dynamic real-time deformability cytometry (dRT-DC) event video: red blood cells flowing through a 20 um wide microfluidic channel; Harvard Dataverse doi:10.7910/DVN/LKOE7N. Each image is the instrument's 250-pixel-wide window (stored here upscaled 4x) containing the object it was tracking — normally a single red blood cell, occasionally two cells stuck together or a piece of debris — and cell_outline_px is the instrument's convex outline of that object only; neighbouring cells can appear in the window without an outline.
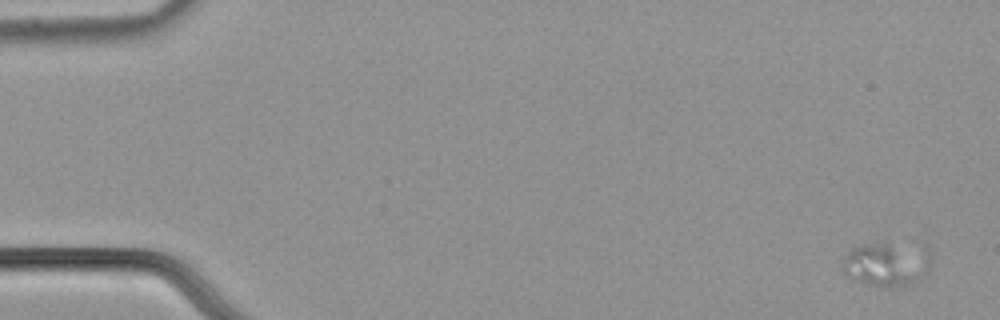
{"species": "common noctule bat (a hibernating species)", "species_latin": "Nyctalus noctula", "temperature_condition": "cold", "stored_images_in_passage": 2, "camera_frame_rate_fps": 3000, "um_per_image_px": 0.085, "animal": {"sex": "male", "body_mass_g": 21.5, "forearm_length_mm": 52.0}, "frame": {"image": 1, "passage_image": 1, "time_ms": 0.0, "image_size_px": [1000, 320], "cell_outline_px": [[932, 264], [916, 280], [908, 284], [888, 288], [856, 280], [844, 272], [840, 268], [840, 264], [848, 252], [852, 248], [884, 240], [888, 240], [928, 244], [932, 252]], "centroid_in_image_um": [75.46, 22.33], "position_along_channel_um": 9.5, "area_um2": 23.87}}